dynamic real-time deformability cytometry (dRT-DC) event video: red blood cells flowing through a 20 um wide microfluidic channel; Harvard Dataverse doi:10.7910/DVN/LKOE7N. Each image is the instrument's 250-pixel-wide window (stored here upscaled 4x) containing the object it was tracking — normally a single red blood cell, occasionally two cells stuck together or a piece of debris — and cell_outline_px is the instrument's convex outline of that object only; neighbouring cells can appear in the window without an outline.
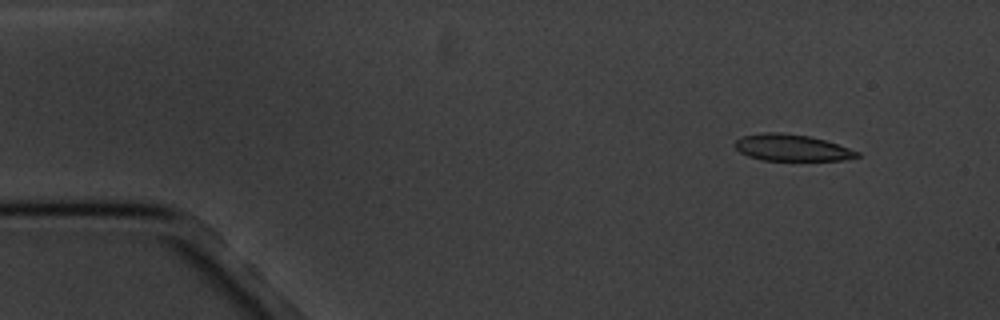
{"species": "common noctule bat (a hibernating species)", "species_latin": "Nyctalus noctula", "temperature_condition": "cold", "stored_images_in_passage": 4, "camera_frame_rate_fps": 3000, "um_per_image_px": 0.085, "animal": {"sex": "male", "body_mass_g": 20.1, "forearm_length_mm": 53.5}, "frame": {"image": 1, "passage_image": 2, "time_ms": 1.333, "image_size_px": [1000, 320], "cell_outline_px": [[860, 156], [844, 160], [764, 160], [748, 156], [740, 152], [732, 144], [736, 140], [744, 136], [760, 132], [780, 132], [808, 136], [824, 140], [860, 152]], "centroid_in_image_um": [67.26, 12.55], "position_along_channel_um": 17.7, "area_um2": 18.79}}